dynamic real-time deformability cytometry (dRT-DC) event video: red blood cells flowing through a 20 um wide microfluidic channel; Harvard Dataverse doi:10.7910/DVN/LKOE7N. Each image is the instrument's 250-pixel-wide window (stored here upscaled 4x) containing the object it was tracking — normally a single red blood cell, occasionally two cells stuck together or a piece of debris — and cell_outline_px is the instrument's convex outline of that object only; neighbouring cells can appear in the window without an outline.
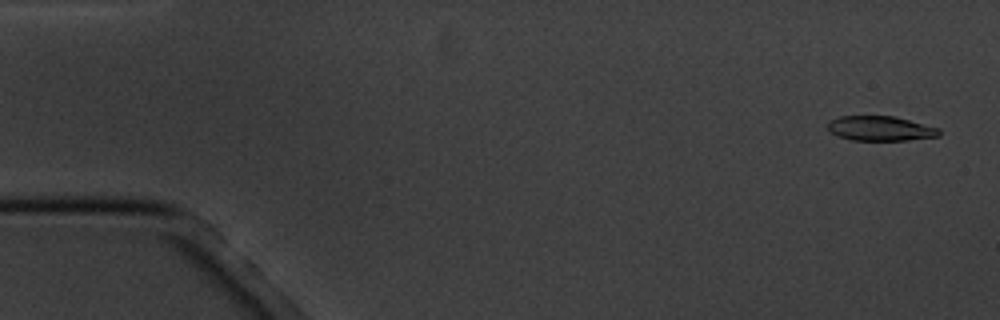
{"species": "common noctule bat (a hibernating species)", "species_latin": "Nyctalus noctula", "temperature_condition": "cold", "stored_images_in_passage": 5, "camera_frame_rate_fps": 3000, "um_per_image_px": 0.085, "animal": {"sex": "male", "body_mass_g": 20.1, "forearm_length_mm": 53.5}, "frame": {"image": 1, "passage_image": 1, "time_ms": 0.0, "image_size_px": [1000, 320], "cell_outline_px": [[940, 136], [908, 140], [852, 140], [840, 136], [832, 132], [828, 128], [828, 120], [840, 116], [896, 116], [940, 128]], "centroid_in_image_um": [74.87, 10.91], "position_along_channel_um": 10.1, "area_um2": 16.07}}
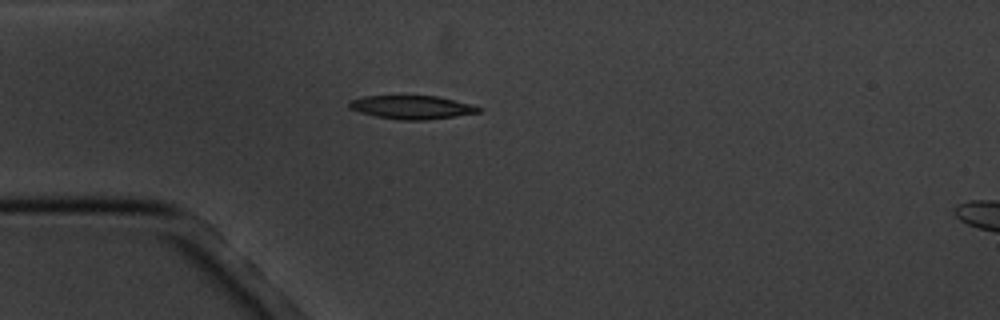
{"frame": {"image": 2, "passage_image": 4, "time_ms": 4.333, "image_size_px": [1000, 320], "cell_outline_px": [[484, 108], [480, 112], [424, 120], [400, 120], [376, 116], [360, 112], [348, 108], [348, 104], [352, 100], [364, 96], [436, 96], [472, 104]], "centroid_in_image_um": [35.01, 9.11], "position_along_channel_um": 50.0, "area_um2": 17.51}}